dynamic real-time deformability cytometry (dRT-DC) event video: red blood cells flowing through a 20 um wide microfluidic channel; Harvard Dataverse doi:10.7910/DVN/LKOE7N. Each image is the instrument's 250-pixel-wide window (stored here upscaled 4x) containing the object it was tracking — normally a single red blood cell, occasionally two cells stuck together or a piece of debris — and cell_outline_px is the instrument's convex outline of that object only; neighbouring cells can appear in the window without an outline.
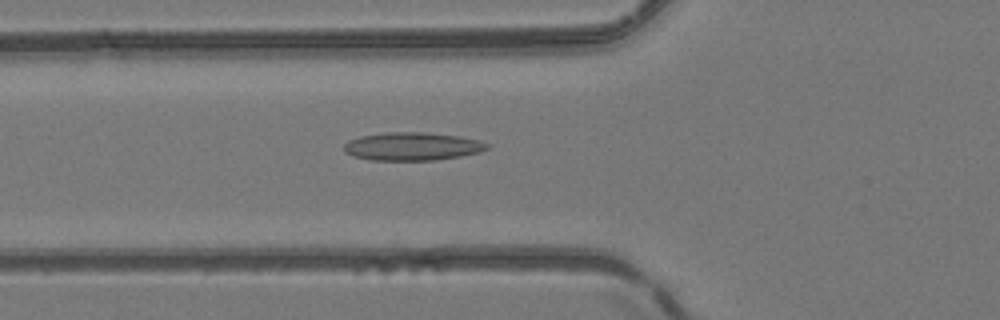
{"species": "common noctule bat (a hibernating species)", "species_latin": "Nyctalus noctula", "temperature_condition": "room temperature", "stored_images_in_passage": 43, "camera_frame_rate_fps": 3000, "um_per_image_px": 0.085, "animal": {"sex": "female", "body_mass_g": 24.6, "forearm_length_mm": 56.2}, "frame": {"image": 1, "passage_image": 12, "time_ms": 3.667, "image_size_px": [1000, 320], "cell_outline_px": [[492, 144], [488, 148], [480, 152], [460, 156], [432, 160], [372, 160], [352, 156], [344, 152], [344, 144], [348, 140], [360, 136], [384, 132], [424, 132], [460, 136], [480, 140]], "centroid_in_image_um": [35.05, 12.43], "position_along_channel_um": 90.8, "area_um2": 23.64}}
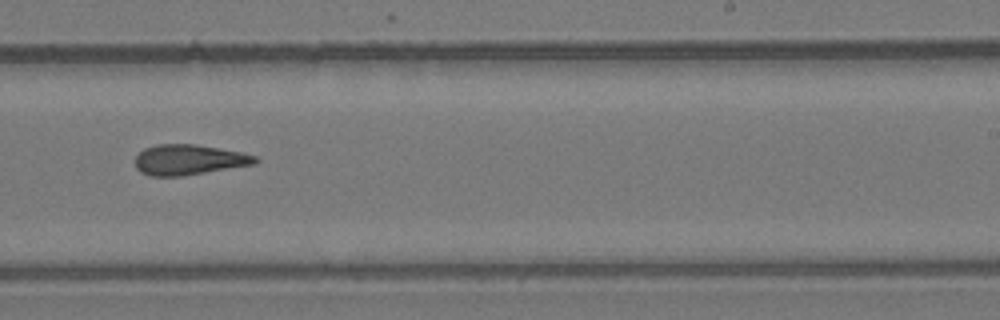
{"frame": {"image": 2, "passage_image": 25, "time_ms": 8.0, "image_size_px": [1000, 320], "cell_outline_px": [[260, 160], [256, 164], [184, 176], [152, 176], [140, 172], [136, 168], [136, 156], [144, 148], [156, 144], [196, 144], [240, 152], [256, 156]], "centroid_in_image_um": [16.06, 13.58], "position_along_channel_um": 272.9, "area_um2": 21.33}}
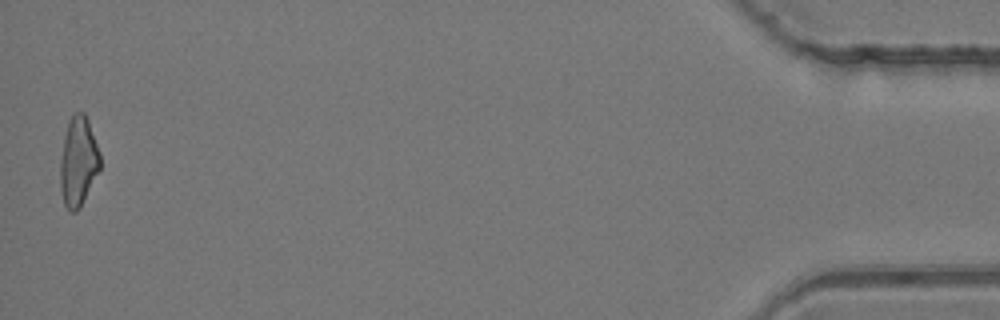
{"frame": {"image": 3, "passage_image": 43, "time_ms": 14.0, "image_size_px": [1000, 320], "cell_outline_px": [[100, 168], [80, 208], [76, 212], [72, 212], [64, 204], [60, 188], [60, 160], [64, 136], [68, 120], [72, 112], [84, 112], [88, 120], [100, 152]], "centroid_in_image_um": [6.64, 13.7], "position_along_channel_um": 428.6, "area_um2": 20.87}, "authors_computed_cell_mechanics": {"area_um2": 21.1548, "velocity_mm_per_s": 4.1863, "shape_relaxation_time_tau1_ms": null, "shape_relaxation_time_tau2_ms": 6.4722, "deformation_change_tau1": null, "deformation_change_tau2": 0.1947}}